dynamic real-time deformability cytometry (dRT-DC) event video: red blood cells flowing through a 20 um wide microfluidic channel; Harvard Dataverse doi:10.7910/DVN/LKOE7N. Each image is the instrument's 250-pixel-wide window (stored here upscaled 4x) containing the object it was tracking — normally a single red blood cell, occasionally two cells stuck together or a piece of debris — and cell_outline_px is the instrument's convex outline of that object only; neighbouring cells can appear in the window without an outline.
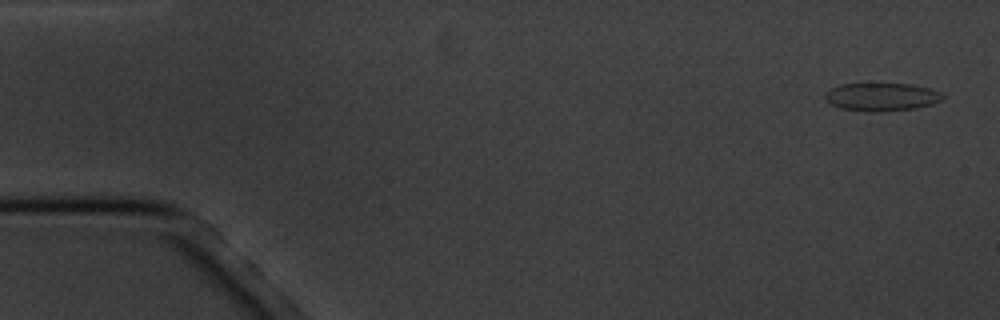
{"species": "common noctule bat (a hibernating species)", "species_latin": "Nyctalus noctula", "temperature_condition": "cold", "stored_images_in_passage": 5, "camera_frame_rate_fps": 3000, "um_per_image_px": 0.085, "animal": {"sex": "male", "body_mass_g": 20.1, "forearm_length_mm": 53.5}, "frame": {"image": 1, "passage_image": 1, "time_ms": 0.0, "image_size_px": [1000, 320], "cell_outline_px": [[944, 100], [932, 104], [916, 108], [880, 112], [868, 112], [840, 108], [832, 104], [824, 96], [832, 88], [840, 84], [912, 84], [928, 88], [940, 92], [944, 96]], "centroid_in_image_um": [74.98, 8.25], "position_along_channel_um": 10.0, "area_um2": 19.13}}